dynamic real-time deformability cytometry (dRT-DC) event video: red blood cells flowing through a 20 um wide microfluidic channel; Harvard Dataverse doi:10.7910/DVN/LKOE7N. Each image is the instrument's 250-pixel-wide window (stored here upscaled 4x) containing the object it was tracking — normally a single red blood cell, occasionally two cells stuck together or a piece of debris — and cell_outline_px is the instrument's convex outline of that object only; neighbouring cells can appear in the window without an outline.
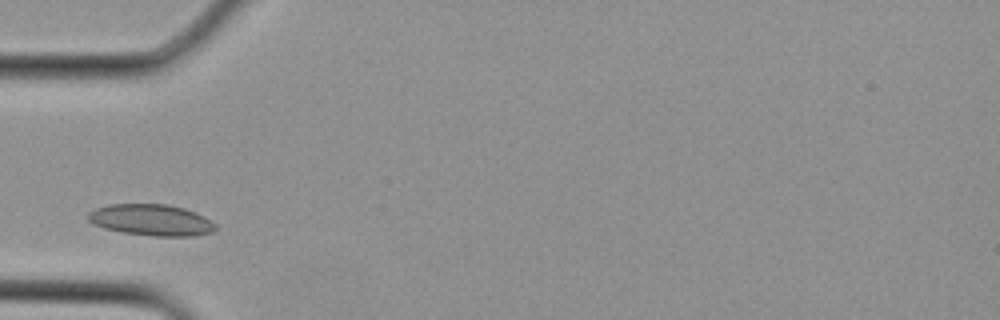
{"species": "Egyptian fruit bat (a non-hibernating species)", "species_latin": "Rousettus aegyptiacus", "temperature_condition": "cold", "stored_images_in_passage": 29, "camera_frame_rate_fps": 3000, "um_per_image_px": 0.085, "animal": {"sex": "female"}, "frame": {"image": 1, "passage_image": 8, "time_ms": 2.333, "image_size_px": [1000, 320], "cell_outline_px": [[216, 228], [212, 232], [196, 236], [152, 236], [124, 232], [104, 228], [92, 224], [88, 220], [88, 212], [96, 208], [112, 204], [168, 204], [184, 208], [196, 212], [212, 220], [216, 224]], "centroid_in_image_um": [12.89, 18.7], "position_along_channel_um": 72.1, "area_um2": 23.41}}
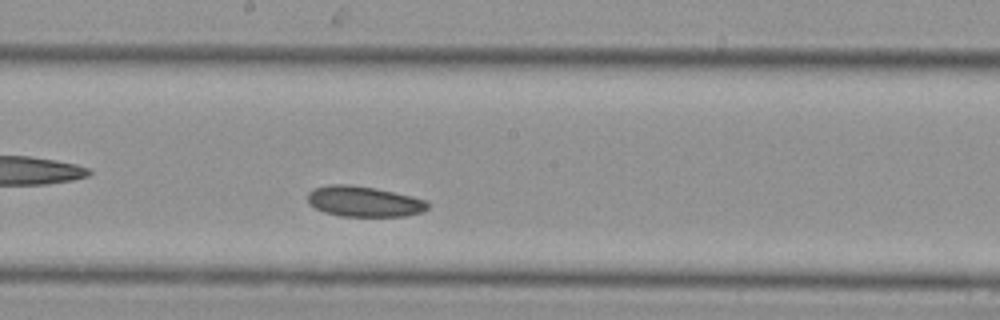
{"frame": {"image": 2, "passage_image": 15, "time_ms": 4.667, "image_size_px": [1000, 320], "cell_outline_px": [[428, 208], [420, 212], [404, 216], [340, 216], [324, 212], [308, 204], [308, 192], [316, 188], [328, 184], [348, 184], [376, 188], [412, 196], [428, 200]], "centroid_in_image_um": [30.93, 17.12], "position_along_channel_um": 217.3, "area_um2": 21.39}}
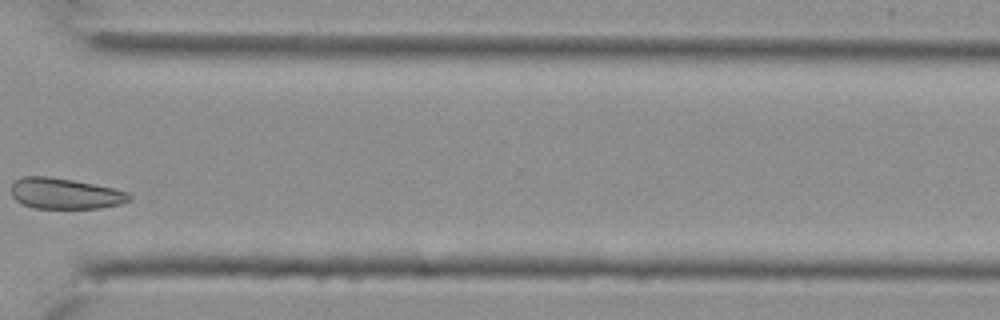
{"frame": {"image": 3, "passage_image": 22, "time_ms": 7.0, "image_size_px": [1000, 320], "cell_outline_px": [[132, 200], [120, 204], [100, 208], [32, 208], [16, 200], [12, 196], [12, 184], [20, 176], [48, 176], [72, 180], [112, 188], [128, 192], [132, 196]], "centroid_in_image_um": [5.53, 16.45], "position_along_channel_um": 365.1, "area_um2": 21.15}}